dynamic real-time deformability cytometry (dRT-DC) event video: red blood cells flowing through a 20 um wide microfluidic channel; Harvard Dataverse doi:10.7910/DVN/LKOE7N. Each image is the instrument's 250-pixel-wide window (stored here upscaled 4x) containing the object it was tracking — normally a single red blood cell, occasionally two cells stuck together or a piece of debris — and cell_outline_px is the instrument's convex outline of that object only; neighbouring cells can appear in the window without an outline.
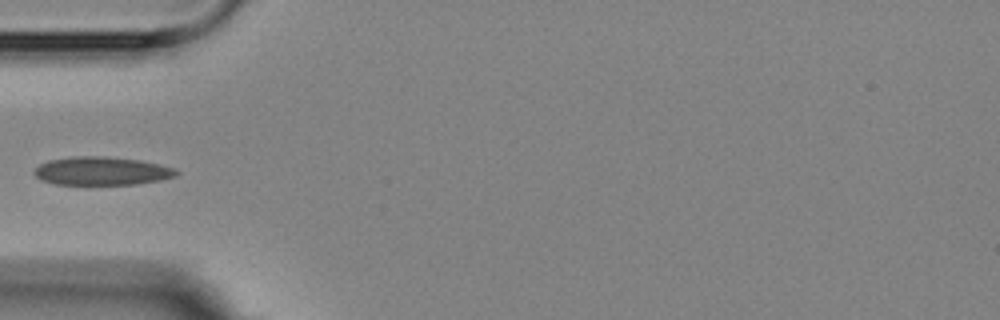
{"species": "Egyptian fruit bat (a non-hibernating species)", "species_latin": "Rousettus aegyptiacus", "temperature_condition": "room temperature", "stored_images_in_passage": 7, "camera_frame_rate_fps": 3000, "um_per_image_px": 0.085, "animal": {"sex": "female"}, "frame": {"image": 1, "passage_image": 1, "time_ms": 0.0, "image_size_px": [1000, 320], "cell_outline_px": [[180, 172], [176, 176], [160, 180], [136, 184], [56, 184], [40, 180], [32, 172], [40, 164], [48, 160], [72, 156], [104, 156], [140, 160], [160, 164], [176, 168]], "centroid_in_image_um": [8.66, 14.53], "position_along_channel_um": 76.3, "area_um2": 23.58}}
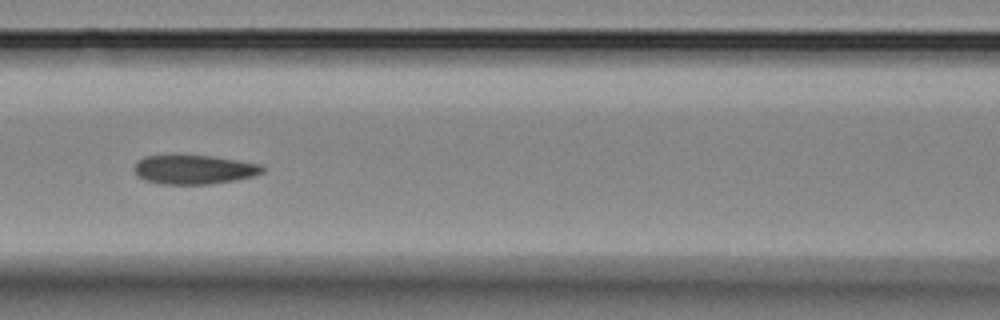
{"frame": {"image": 2, "passage_image": 3, "time_ms": 2.0, "image_size_px": [1000, 320], "cell_outline_px": [[264, 172], [252, 176], [236, 180], [208, 184], [160, 184], [144, 180], [136, 176], [132, 168], [136, 160], [144, 156], [172, 152], [212, 156], [260, 164], [264, 168]], "centroid_in_image_um": [16.36, 14.36], "position_along_channel_um": 150.2, "area_um2": 22.77}}
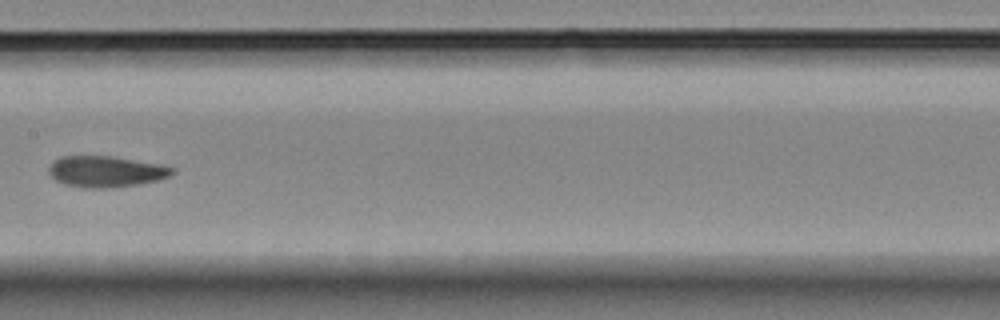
{"frame": {"image": 3, "passage_image": 4, "time_ms": 3.333, "image_size_px": [1000, 320], "cell_outline_px": [[176, 172], [172, 176], [140, 184], [112, 188], [84, 188], [64, 184], [56, 180], [48, 172], [48, 168], [60, 156], [112, 156], [160, 164], [176, 168]], "centroid_in_image_um": [9.05, 14.59], "position_along_channel_um": 198.4, "area_um2": 22.54}}